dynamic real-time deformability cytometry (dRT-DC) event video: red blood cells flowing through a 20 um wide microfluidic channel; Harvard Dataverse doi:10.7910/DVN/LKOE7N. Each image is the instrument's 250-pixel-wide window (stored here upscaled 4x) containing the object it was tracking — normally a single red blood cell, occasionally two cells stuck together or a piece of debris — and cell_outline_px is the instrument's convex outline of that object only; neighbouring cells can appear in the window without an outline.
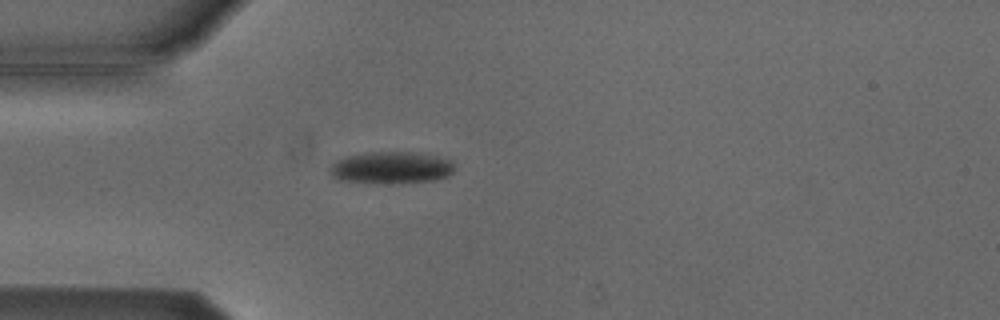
{"species": "Egyptian fruit bat (a non-hibernating species)", "species_latin": "Rousettus aegyptiacus", "temperature_condition": "cold", "stored_images_in_passage": 4, "camera_frame_rate_fps": 3000, "um_per_image_px": 0.085, "animal": {"sex": "male"}, "frame": {"image": 1, "passage_image": 4, "time_ms": 3.333, "image_size_px": [1000, 320], "cell_outline_px": [[456, 168], [448, 176], [436, 180], [400, 184], [380, 184], [336, 180], [328, 172], [328, 168], [336, 160], [344, 156], [368, 152], [408, 152], [436, 156], [452, 160]], "centroid_in_image_um": [33.22, 14.28], "position_along_channel_um": 51.8, "area_um2": 23.93}}